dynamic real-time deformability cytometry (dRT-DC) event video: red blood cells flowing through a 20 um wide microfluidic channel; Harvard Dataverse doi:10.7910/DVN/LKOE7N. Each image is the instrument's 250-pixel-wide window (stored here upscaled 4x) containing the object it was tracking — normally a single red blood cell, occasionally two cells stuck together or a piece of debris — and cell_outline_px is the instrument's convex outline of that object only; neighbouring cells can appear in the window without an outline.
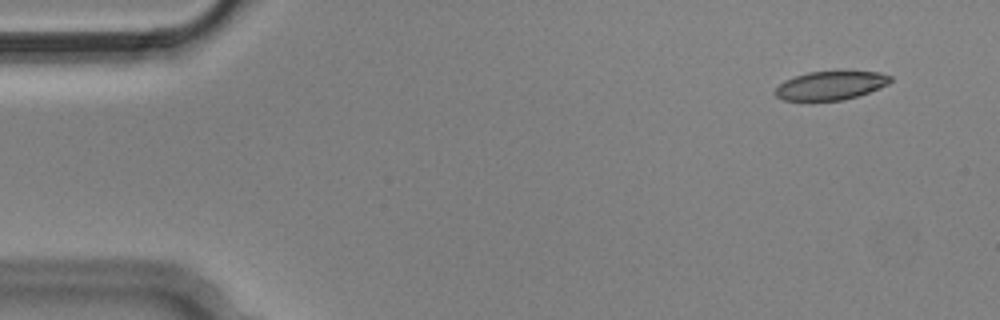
{"species": "Egyptian fruit bat (a non-hibernating species)", "species_latin": "Rousettus aegyptiacus", "temperature_condition": "cold", "stored_images_in_passage": 5, "camera_frame_rate_fps": 3000, "um_per_image_px": 0.085, "animal": {"sex": "male"}, "frame": {"image": 1, "passage_image": 1, "time_ms": 0.0, "image_size_px": [1000, 320], "cell_outline_px": [[892, 80], [888, 84], [880, 88], [856, 96], [840, 100], [784, 100], [776, 96], [772, 92], [784, 80], [808, 72], [880, 72], [892, 76]], "centroid_in_image_um": [70.59, 7.27], "position_along_channel_um": 14.4, "area_um2": 18.96}}
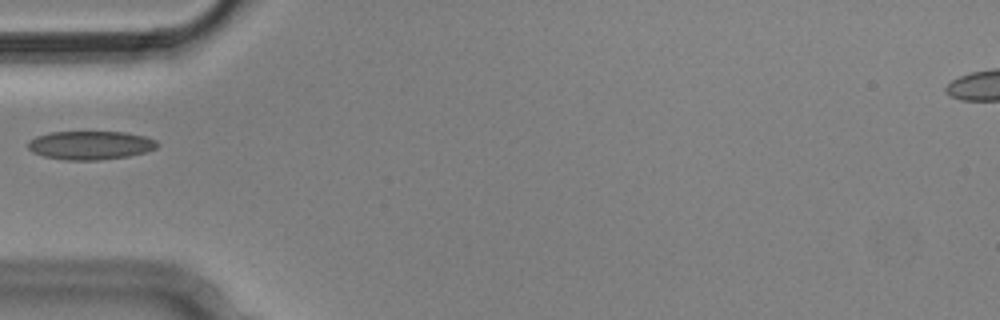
{"frame": {"image": 2, "passage_image": 5, "time_ms": 1.333, "image_size_px": [1000, 320], "cell_outline_px": [[160, 144], [156, 148], [144, 152], [128, 156], [100, 160], [64, 160], [44, 156], [32, 152], [28, 148], [28, 140], [36, 136], [48, 132], [124, 132], [144, 136], [156, 140]], "centroid_in_image_um": [7.66, 12.34], "position_along_channel_um": 77.3, "area_um2": 21.62}}